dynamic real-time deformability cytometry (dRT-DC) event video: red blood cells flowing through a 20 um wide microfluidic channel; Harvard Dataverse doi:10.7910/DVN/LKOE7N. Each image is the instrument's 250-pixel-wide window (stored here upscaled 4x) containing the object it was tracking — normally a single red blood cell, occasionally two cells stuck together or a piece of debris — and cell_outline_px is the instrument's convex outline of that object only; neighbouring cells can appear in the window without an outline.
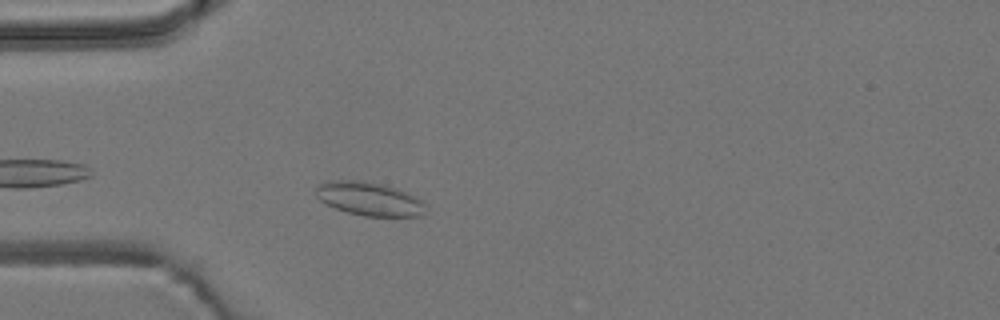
{"species": "common noctule bat (a hibernating species)", "species_latin": "Nyctalus noctula", "temperature_condition": "room temperature", "stored_images_in_passage": 21, "camera_frame_rate_fps": 3000, "um_per_image_px": 0.085, "animal": {"sex": "male", "body_mass_g": 19.2, "forearm_length_mm": 51.8}, "frame": {"image": 1, "passage_image": 4, "time_ms": 1.0, "image_size_px": [1000, 320], "cell_outline_px": [[424, 216], [364, 216], [348, 212], [336, 208], [320, 200], [316, 196], [316, 184], [324, 180], [360, 180], [380, 184], [396, 188], [416, 196], [424, 204]], "centroid_in_image_um": [31.35, 16.89], "position_along_channel_um": 53.7, "area_um2": 21.44}}